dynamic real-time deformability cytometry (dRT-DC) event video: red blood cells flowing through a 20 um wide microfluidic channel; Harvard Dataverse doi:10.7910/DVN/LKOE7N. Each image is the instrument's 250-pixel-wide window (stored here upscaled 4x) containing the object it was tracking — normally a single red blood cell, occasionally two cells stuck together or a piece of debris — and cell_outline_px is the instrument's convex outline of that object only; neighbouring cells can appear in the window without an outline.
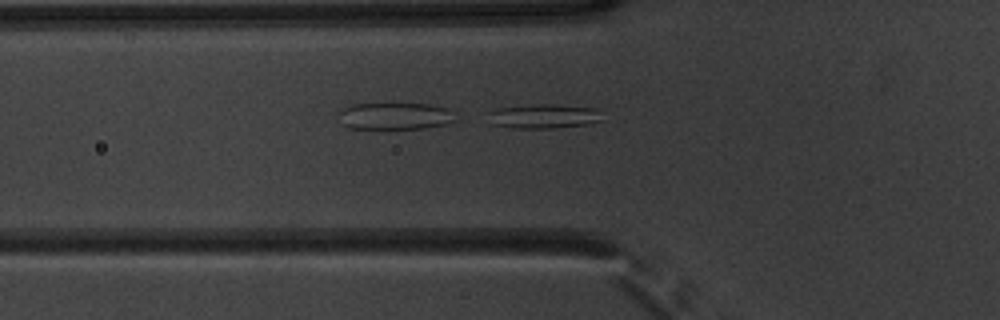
{"species": "common noctule bat (a hibernating species)", "species_latin": "Nyctalus noctula", "temperature_condition": "warm", "stored_images_in_passage": 48, "camera_frame_rate_fps": 3000, "um_per_image_px": 0.085, "animal": {"sex": "male", "body_mass_g": 20.1, "forearm_length_mm": 53.5}, "frame": {"image": 1, "passage_image": 19, "time_ms": 6.0, "image_size_px": [1000, 320], "cell_outline_px": [[608, 120], [588, 124], [552, 128], [512, 128], [492, 124], [488, 112], [496, 108], [528, 104], [544, 104], [596, 108]], "centroid_in_image_um": [46.27, 9.88], "position_along_channel_um": 79.5, "area_um2": 16.42}}
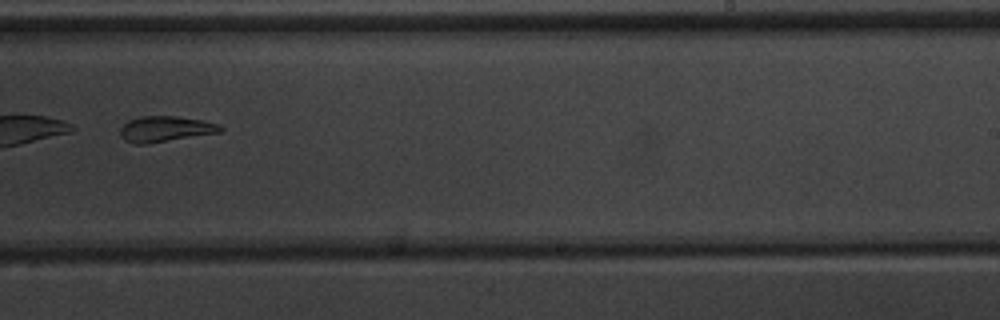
{"frame": {"image": 2, "passage_image": 34, "time_ms": 11.0, "image_size_px": [1000, 320], "cell_outline_px": [[224, 128], [220, 132], [148, 144], [136, 144], [124, 140], [120, 136], [120, 128], [128, 120], [140, 116], [176, 116], [204, 120], [220, 124]], "centroid_in_image_um": [14.05, 10.96], "position_along_channel_um": 274.9, "area_um2": 15.14}}
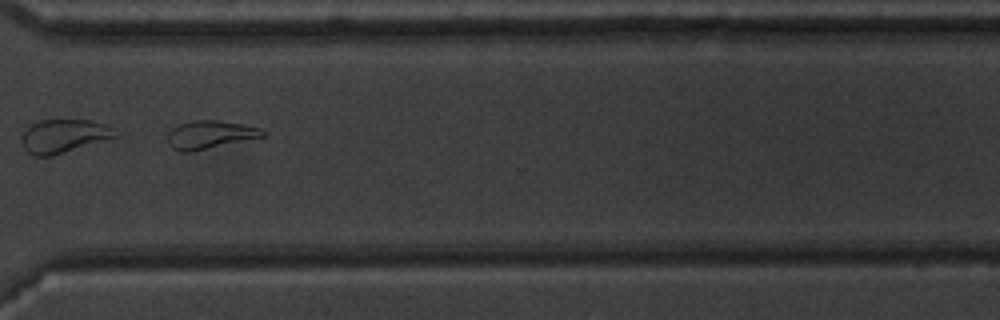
{"frame": {"image": 3, "passage_image": 40, "time_ms": 13.0, "image_size_px": [1000, 320], "cell_outline_px": [[268, 136], [188, 152], [180, 152], [172, 148], [168, 144], [168, 132], [172, 128], [180, 124], [196, 120], [216, 120], [240, 124], [260, 128], [268, 132]], "centroid_in_image_um": [17.88, 11.45], "position_along_channel_um": 352.7, "area_um2": 15.55}}